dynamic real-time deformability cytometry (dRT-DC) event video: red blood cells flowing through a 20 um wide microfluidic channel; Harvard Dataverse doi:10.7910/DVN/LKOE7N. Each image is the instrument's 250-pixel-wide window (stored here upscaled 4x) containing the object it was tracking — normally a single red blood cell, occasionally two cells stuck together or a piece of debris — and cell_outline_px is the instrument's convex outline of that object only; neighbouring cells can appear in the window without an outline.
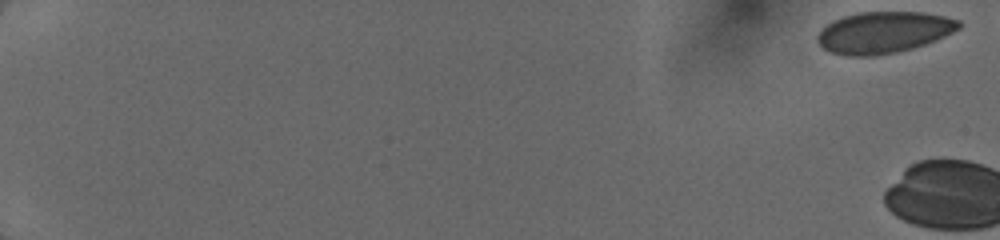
{"species": "human", "species_latin": "Homo sapiens", "temperature_condition": "cold", "stored_images_in_passage": 3, "camera_frame_rate_fps": 3000, "um_per_image_px": 0.085, "donor": {"sex": "female"}, "frame": {"image": 1, "passage_image": 1, "time_ms": 0.0, "image_size_px": [1000, 240], "cell_outline_px": [[960, 28], [936, 40], [912, 48], [896, 52], [872, 56], [848, 56], [832, 52], [824, 48], [816, 40], [816, 36], [828, 24], [844, 16], [860, 12], [924, 12], [944, 16], [960, 20]], "centroid_in_image_um": [75.13, 2.75], "position_along_channel_um": 9.9, "area_um2": 33.87}}